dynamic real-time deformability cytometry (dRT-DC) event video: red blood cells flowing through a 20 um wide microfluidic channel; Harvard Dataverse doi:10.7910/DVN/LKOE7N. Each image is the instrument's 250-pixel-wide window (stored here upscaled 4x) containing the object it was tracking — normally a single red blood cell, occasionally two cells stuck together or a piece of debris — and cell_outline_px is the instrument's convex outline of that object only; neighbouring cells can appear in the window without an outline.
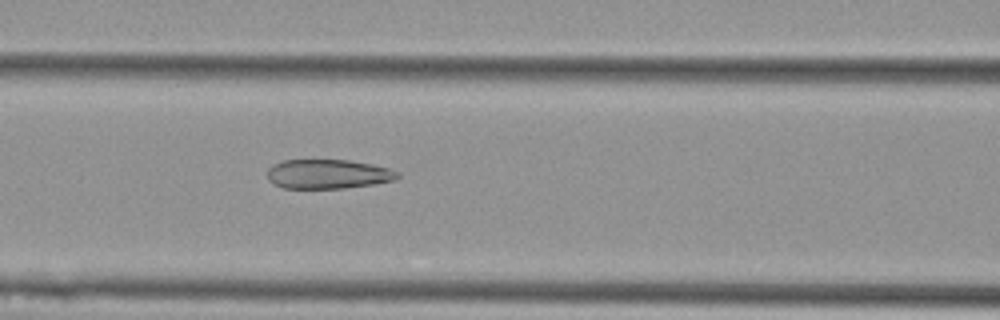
{"species": "Egyptian fruit bat (a non-hibernating species)", "species_latin": "Rousettus aegyptiacus", "temperature_condition": "cold", "stored_images_in_passage": 41, "camera_frame_rate_fps": 3000, "um_per_image_px": 0.085, "animal": {"sex": "female"}, "frame": {"image": 1, "passage_image": 11, "time_ms": 3.333, "image_size_px": [1000, 320], "cell_outline_px": [[400, 176], [396, 180], [372, 184], [344, 188], [284, 188], [268, 180], [268, 168], [272, 164], [284, 160], [348, 160], [372, 164], [388, 168], [400, 172]], "centroid_in_image_um": [27.9, 14.79], "position_along_channel_um": 138.7, "area_um2": 22.25}}
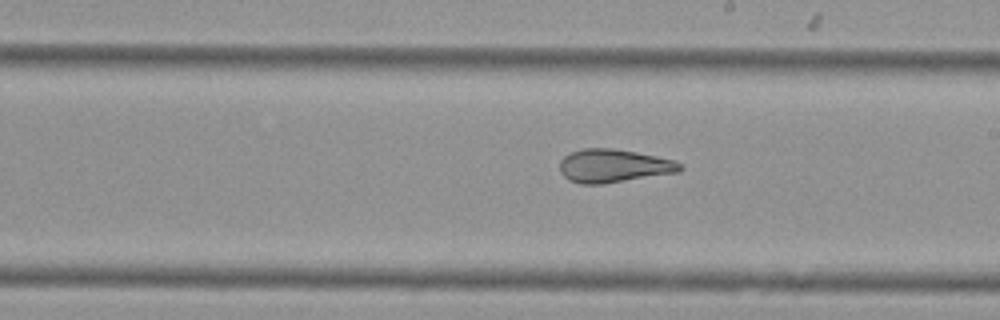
{"frame": {"image": 2, "passage_image": 19, "time_ms": 6.0, "image_size_px": [1000, 320], "cell_outline_px": [[684, 168], [680, 172], [604, 184], [580, 184], [568, 180], [560, 172], [560, 160], [564, 156], [572, 152], [584, 148], [612, 148], [636, 152], [656, 156], [672, 160], [680, 164]], "centroid_in_image_um": [52.14, 14.11], "position_along_channel_um": 236.9, "area_um2": 23.41}}
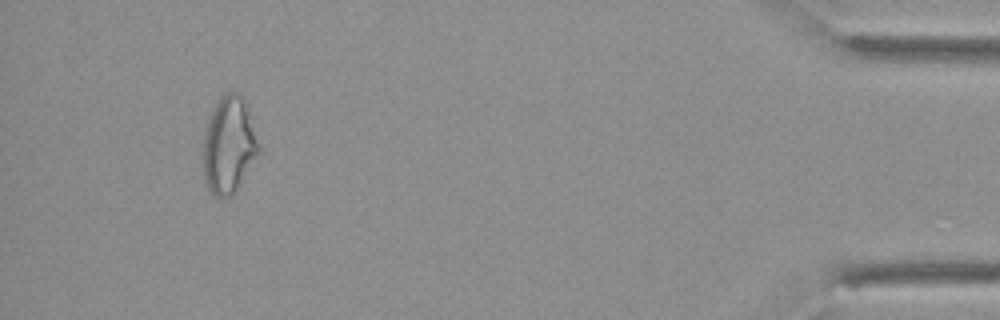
{"frame": {"image": 3, "passage_image": 39, "time_ms": 12.667, "image_size_px": [1000, 320], "cell_outline_px": [[260, 148], [256, 156], [236, 192], [232, 196], [216, 196], [208, 188], [204, 180], [204, 136], [208, 116], [216, 100], [224, 92], [240, 92], [244, 96], [248, 104]], "centroid_in_image_um": [19.46, 12.25], "position_along_channel_um": 415.7, "area_um2": 31.62}, "authors_computed_cell_mechanics": {"area_um2": 24.7962, "velocity_mm_per_s": 3.696, "shape_relaxation_time_tau1_ms": 9.4139, "shape_relaxation_time_tau2_ms": 2.6209, "deformation_change_tau1": 0.1729, "deformation_change_tau2": 0.1107}}